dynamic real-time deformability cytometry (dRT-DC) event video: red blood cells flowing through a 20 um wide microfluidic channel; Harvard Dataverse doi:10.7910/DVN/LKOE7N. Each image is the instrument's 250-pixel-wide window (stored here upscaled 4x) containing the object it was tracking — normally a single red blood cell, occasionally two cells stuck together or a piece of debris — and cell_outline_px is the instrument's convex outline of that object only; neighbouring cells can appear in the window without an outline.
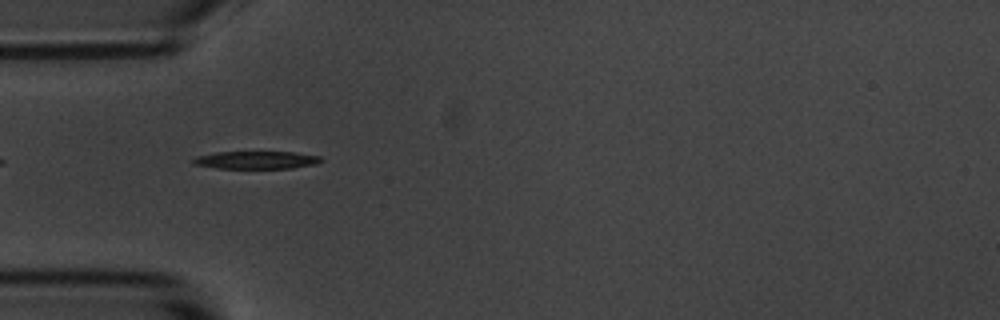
{"species": "common noctule bat (a hibernating species)", "species_latin": "Nyctalus noctula", "temperature_condition": "room temperature", "stored_images_in_passage": 7, "camera_frame_rate_fps": 3000, "um_per_image_px": 0.085, "animal": {"sex": "male", "body_mass_g": 20.1, "forearm_length_mm": 53.5}, "frame": {"image": 1, "passage_image": 2, "time_ms": 1.0, "image_size_px": [1000, 320], "cell_outline_px": [[324, 160], [316, 164], [292, 168], [216, 168], [192, 164], [192, 160], [196, 156], [216, 152], [296, 152], [320, 156]], "centroid_in_image_um": [21.79, 13.6], "position_along_channel_um": 63.2, "area_um2": 13.24}}
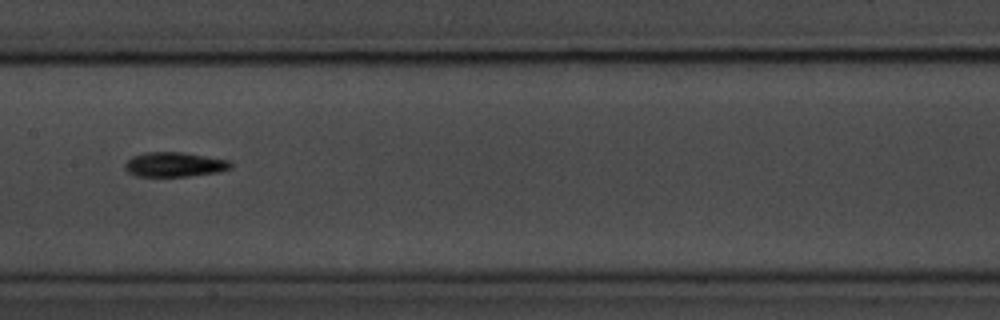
{"frame": {"image": 2, "passage_image": 5, "time_ms": 4.667, "image_size_px": [1000, 320], "cell_outline_px": [[232, 168], [216, 172], [188, 176], [136, 176], [128, 172], [124, 168], [124, 164], [132, 156], [144, 152], [184, 152], [228, 160], [232, 164]], "centroid_in_image_um": [14.8, 13.97], "position_along_channel_um": 192.6, "area_um2": 15.14}}
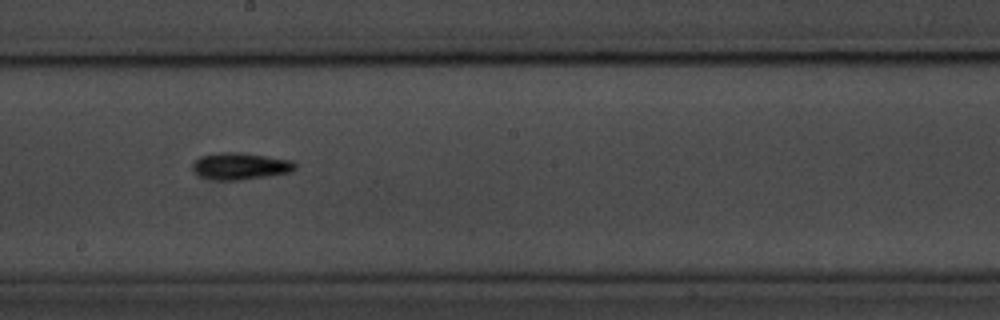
{"frame": {"image": 3, "passage_image": 6, "time_ms": 5.667, "image_size_px": [1000, 320], "cell_outline_px": [[296, 168], [288, 172], [268, 176], [240, 180], [220, 180], [200, 176], [192, 168], [192, 164], [200, 156], [216, 152], [240, 152], [292, 160], [296, 164]], "centroid_in_image_um": [20.42, 14.11], "position_along_channel_um": 227.8, "area_um2": 15.95}}